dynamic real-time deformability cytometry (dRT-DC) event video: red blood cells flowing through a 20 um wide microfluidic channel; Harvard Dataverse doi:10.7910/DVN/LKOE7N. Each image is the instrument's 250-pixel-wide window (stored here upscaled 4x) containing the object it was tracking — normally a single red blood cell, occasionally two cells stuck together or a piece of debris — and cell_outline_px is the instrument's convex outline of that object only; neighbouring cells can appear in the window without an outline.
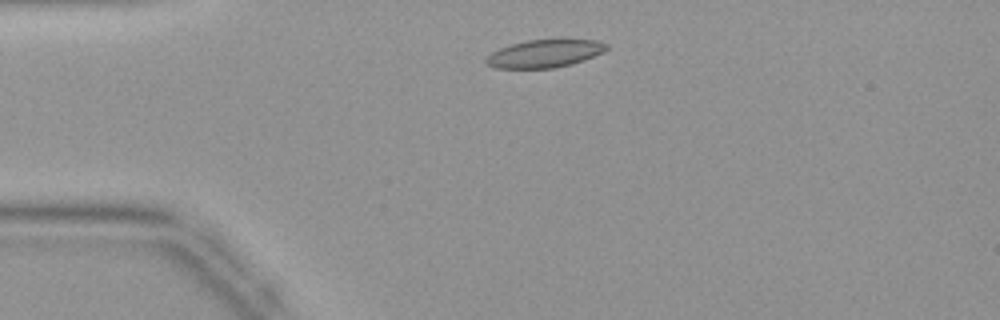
{"species": "common noctule bat (a hibernating species)", "species_latin": "Nyctalus noctula", "temperature_condition": "warm", "stored_images_in_passage": 39, "camera_frame_rate_fps": 3000, "um_per_image_px": 0.085, "animal": {"sex": "female", "body_mass_g": 19.9}, "frame": {"image": 1, "passage_image": 5, "time_ms": 1.333, "image_size_px": [1000, 320], "cell_outline_px": [[608, 48], [604, 52], [584, 60], [572, 64], [552, 68], [496, 68], [488, 64], [484, 60], [492, 52], [500, 48], [512, 44], [528, 40], [564, 36], [596, 40], [608, 44]], "centroid_in_image_um": [46.39, 4.5], "position_along_channel_um": 38.6, "area_um2": 20.29}}
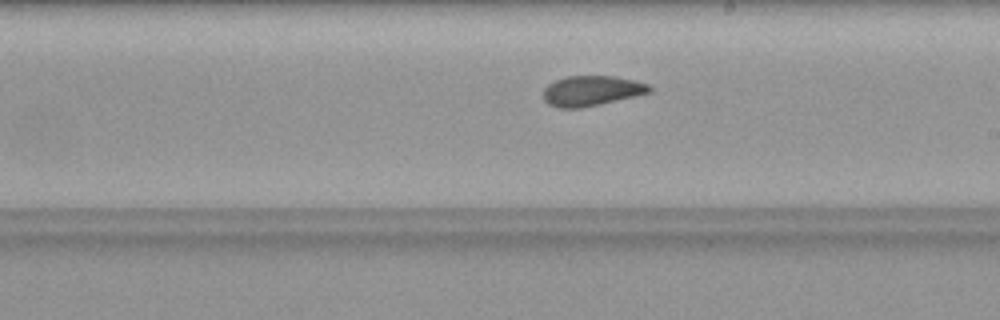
{"frame": {"image": 2, "passage_image": 20, "time_ms": 6.333, "image_size_px": [1000, 320], "cell_outline_px": [[652, 92], [636, 96], [600, 104], [580, 108], [556, 108], [548, 104], [544, 100], [544, 88], [548, 84], [556, 80], [568, 76], [616, 76], [648, 84], [652, 88]], "centroid_in_image_um": [50.28, 7.72], "position_along_channel_um": 238.7, "area_um2": 18.67}}
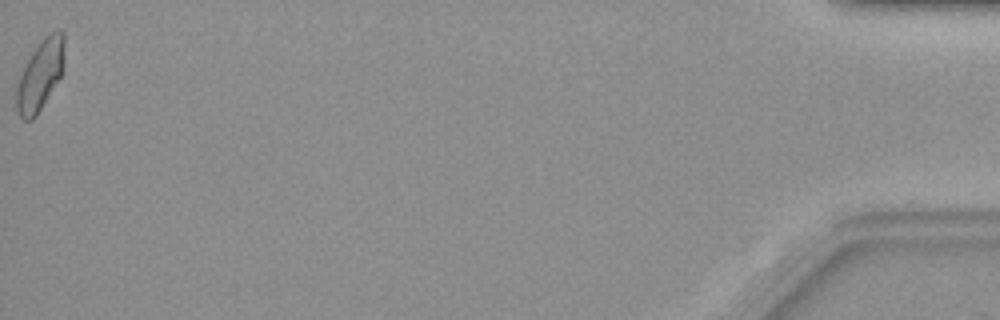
{"frame": {"image": 3, "passage_image": 39, "time_ms": 12.667, "image_size_px": [1000, 320], "cell_outline_px": [[64, 60], [60, 76], [36, 116], [32, 120], [24, 120], [16, 112], [16, 88], [20, 76], [32, 52], [40, 40], [44, 36], [60, 28], [64, 32]], "centroid_in_image_um": [3.42, 6.36], "position_along_channel_um": 431.8, "area_um2": 19.42}}